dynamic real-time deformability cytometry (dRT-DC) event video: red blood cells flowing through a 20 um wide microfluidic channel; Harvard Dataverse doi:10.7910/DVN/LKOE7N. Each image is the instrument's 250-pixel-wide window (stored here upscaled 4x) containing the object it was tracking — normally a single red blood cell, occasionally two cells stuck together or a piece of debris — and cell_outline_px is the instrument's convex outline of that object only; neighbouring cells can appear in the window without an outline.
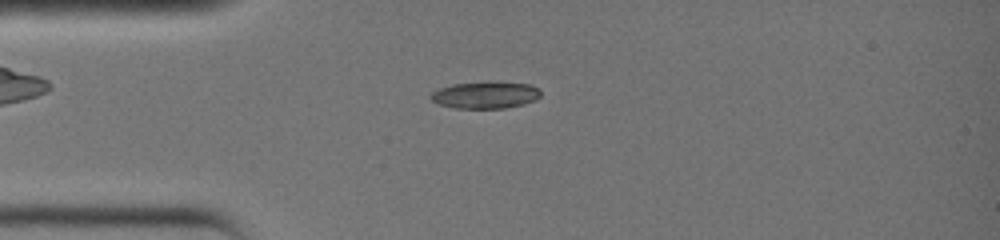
{"species": "common noctule bat (a hibernating species)", "species_latin": "Nyctalus noctula", "temperature_condition": "warm", "stored_images_in_passage": 31, "camera_frame_rate_fps": 3000, "um_per_image_px": 0.085, "animal": {"sex": "female", "body_mass_g": 19.0, "forearm_length_mm": 51.5}, "frame": {"image": 1, "passage_image": 4, "time_ms": 1.0, "image_size_px": [1000, 240], "cell_outline_px": [[540, 96], [536, 100], [524, 104], [504, 108], [456, 108], [440, 104], [432, 100], [428, 96], [432, 92], [440, 88], [452, 84], [488, 80], [492, 80], [528, 84], [540, 88]], "centroid_in_image_um": [41.28, 8.04], "position_along_channel_um": 43.7, "area_um2": 17.63}}
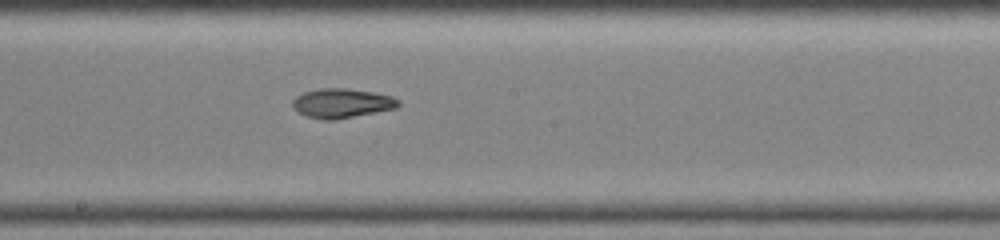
{"frame": {"image": 2, "passage_image": 15, "time_ms": 4.667, "image_size_px": [1000, 240], "cell_outline_px": [[400, 104], [396, 108], [332, 120], [324, 120], [304, 116], [292, 104], [292, 100], [296, 96], [304, 92], [320, 88], [344, 88], [372, 92], [392, 96], [400, 100]], "centroid_in_image_um": [29.05, 8.77], "position_along_channel_um": 219.2, "area_um2": 17.92}}
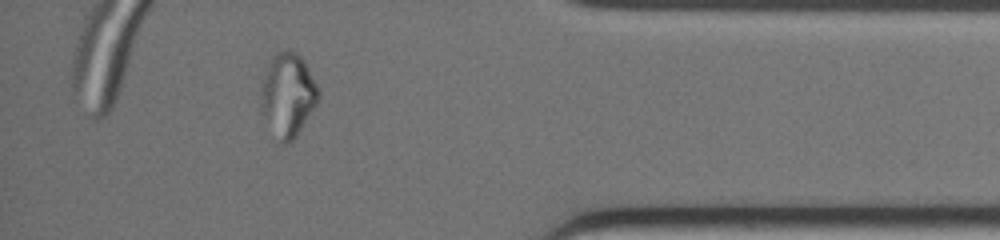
{"frame": {"image": 3, "passage_image": 27, "time_ms": 8.667, "image_size_px": [1000, 240], "cell_outline_px": [[320, 96], [316, 104], [296, 136], [288, 144], [276, 144], [260, 116], [260, 92], [264, 76], [272, 56], [276, 52], [296, 52], [304, 60], [320, 92]], "centroid_in_image_um": [24.4, 8.18], "position_along_channel_um": 410.8, "area_um2": 28.5}}